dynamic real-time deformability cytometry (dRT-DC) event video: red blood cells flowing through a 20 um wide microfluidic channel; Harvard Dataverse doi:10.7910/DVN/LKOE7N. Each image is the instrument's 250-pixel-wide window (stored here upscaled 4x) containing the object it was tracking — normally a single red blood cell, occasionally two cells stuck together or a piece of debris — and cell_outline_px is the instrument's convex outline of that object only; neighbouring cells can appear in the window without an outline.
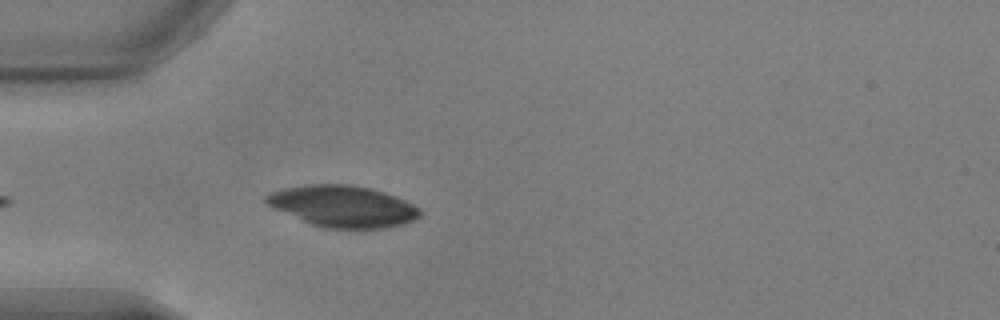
{"species": "common noctule bat (a hibernating species)", "species_latin": "Nyctalus noctula", "temperature_condition": "warm", "stored_images_in_passage": 38, "camera_frame_rate_fps": 3000, "um_per_image_px": 0.085, "animal": {"sex": "male", "body_mass_g": 17.9, "forearm_length_mm": 54.2}, "frame": {"image": 1, "passage_image": 3, "time_ms": 0.667, "image_size_px": [1000, 320], "cell_outline_px": [[424, 212], [416, 220], [404, 224], [388, 228], [324, 228], [312, 224], [272, 208], [264, 200], [264, 196], [268, 192], [284, 188], [304, 184], [352, 184], [384, 192], [396, 196], [420, 208]], "centroid_in_image_um": [29.15, 17.53], "position_along_channel_um": 55.8, "area_um2": 37.45}}
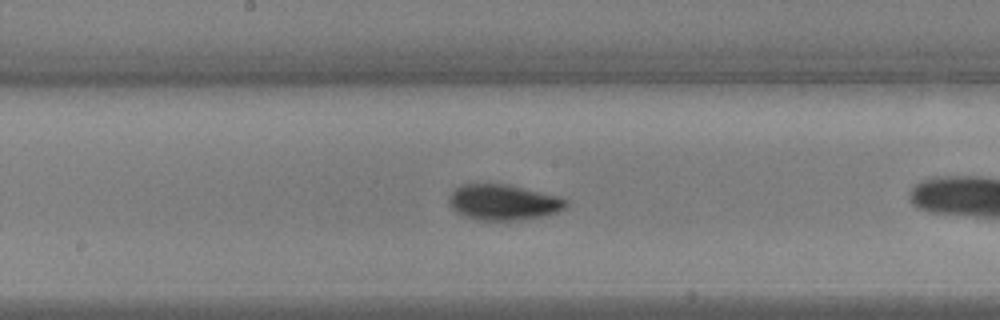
{"frame": {"image": 2, "passage_image": 12, "time_ms": 3.667, "image_size_px": [1000, 320], "cell_outline_px": [[568, 204], [564, 208], [556, 212], [544, 216], [520, 220], [476, 220], [456, 212], [448, 204], [448, 196], [460, 184], [508, 184], [556, 196], [568, 200]], "centroid_in_image_um": [42.75, 17.2], "position_along_channel_um": 205.5, "area_um2": 24.28}}
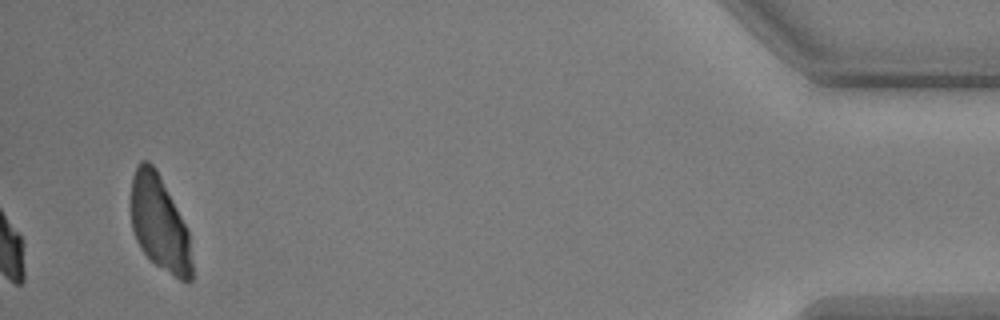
{"frame": {"image": 3, "passage_image": 38, "time_ms": 12.333, "image_size_px": [1000, 320], "cell_outline_px": [[192, 280], [188, 284], [184, 284], [156, 264], [140, 248], [136, 240], [132, 228], [132, 176], [140, 160], [148, 160], [156, 168], [188, 232], [192, 264]], "centroid_in_image_um": [13.56, 19.03], "position_along_channel_um": 421.6, "area_um2": 33.35}, "authors_computed_cell_mechanics": {"area_um2": 23.9292, "velocity_mm_per_s": 3.8158, "shape_relaxation_time_tau1_ms": 2.0915, "shape_relaxation_time_tau2_ms": null, "deformation_change_tau1": 0.0908, "deformation_change_tau2": null}}